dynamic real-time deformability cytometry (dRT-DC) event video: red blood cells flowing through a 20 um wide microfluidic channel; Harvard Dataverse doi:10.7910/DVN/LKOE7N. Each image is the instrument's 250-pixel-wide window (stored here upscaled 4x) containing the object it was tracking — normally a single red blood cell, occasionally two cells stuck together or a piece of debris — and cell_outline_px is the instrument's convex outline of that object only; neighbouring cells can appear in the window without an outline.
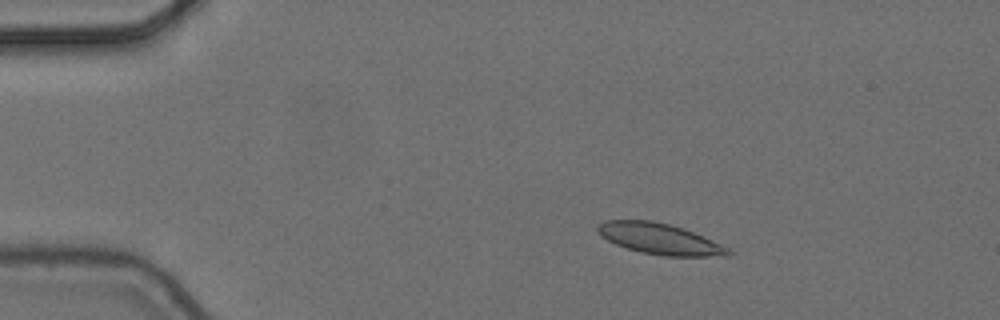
{"species": "common noctule bat (a hibernating species)", "species_latin": "Nyctalus noctula", "temperature_condition": "cold", "stored_images_in_passage": 4, "camera_frame_rate_fps": 3000, "um_per_image_px": 0.085, "animal": {"sex": "female", "body_mass_g": 24.6, "forearm_length_mm": 56.2}, "frame": {"image": 1, "passage_image": 2, "time_ms": 0.333, "image_size_px": [1000, 320], "cell_outline_px": [[732, 252], [728, 256], [664, 256], [640, 252], [616, 244], [608, 240], [596, 228], [596, 224], [604, 220], [652, 220], [684, 228], [712, 240], [728, 248]], "centroid_in_image_um": [56.07, 20.29], "position_along_channel_um": 28.9, "area_um2": 23.35}}